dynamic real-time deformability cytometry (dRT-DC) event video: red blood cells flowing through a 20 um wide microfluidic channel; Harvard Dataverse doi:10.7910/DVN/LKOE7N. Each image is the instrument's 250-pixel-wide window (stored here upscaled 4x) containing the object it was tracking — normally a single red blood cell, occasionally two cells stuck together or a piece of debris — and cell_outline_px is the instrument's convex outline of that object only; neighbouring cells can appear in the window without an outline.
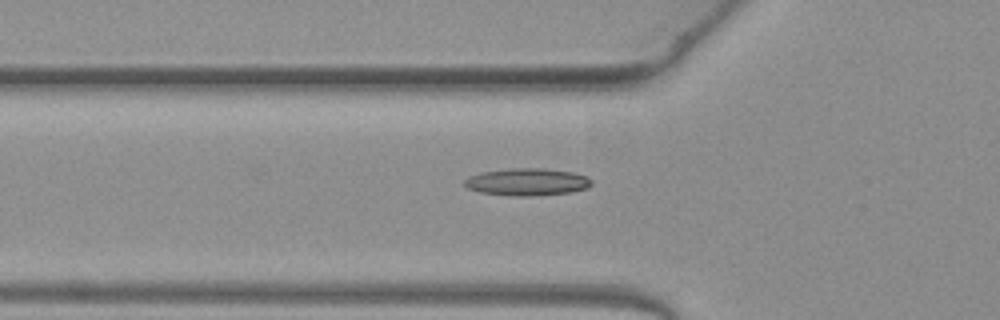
{"species": "common noctule bat (a hibernating species)", "species_latin": "Nyctalus noctula", "temperature_condition": "warm", "stored_images_in_passage": 45, "camera_frame_rate_fps": 3000, "um_per_image_px": 0.085, "animal": {"sex": "female", "body_mass_g": 19.3, "forearm_length_mm": 54.1}, "frame": {"image": 1, "passage_image": 17, "time_ms": 5.333, "image_size_px": [1000, 320], "cell_outline_px": [[592, 184], [588, 188], [572, 192], [532, 196], [508, 196], [480, 192], [468, 188], [464, 184], [464, 180], [468, 176], [480, 172], [508, 168], [544, 168], [572, 172], [588, 176], [592, 180]], "centroid_in_image_um": [44.81, 15.46], "position_along_channel_um": 81.0, "area_um2": 20.52}}
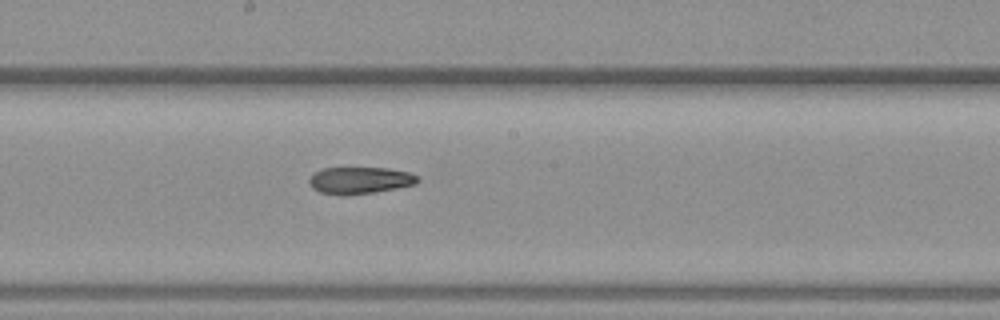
{"frame": {"image": 2, "passage_image": 27, "time_ms": 8.667, "image_size_px": [1000, 320], "cell_outline_px": [[420, 180], [416, 184], [396, 188], [372, 192], [344, 196], [340, 196], [320, 192], [312, 188], [308, 184], [308, 180], [320, 168], [388, 168], [408, 172], [420, 176]], "centroid_in_image_um": [30.58, 15.33], "position_along_channel_um": 217.6, "area_um2": 17.11}}
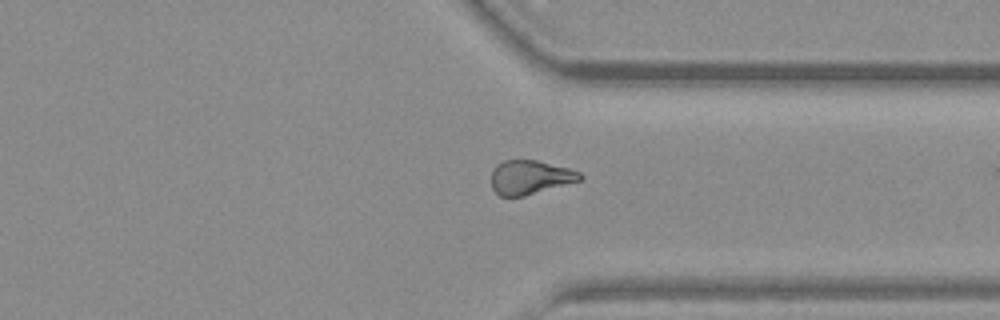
{"frame": {"image": 3, "passage_image": 38, "time_ms": 12.333, "image_size_px": [1000, 320], "cell_outline_px": [[584, 176], [580, 180], [524, 196], [500, 196], [492, 188], [492, 172], [496, 164], [504, 160], [536, 160], [568, 168], [580, 172]], "centroid_in_image_um": [45.04, 15.06], "position_along_channel_um": 366.4, "area_um2": 17.4}}